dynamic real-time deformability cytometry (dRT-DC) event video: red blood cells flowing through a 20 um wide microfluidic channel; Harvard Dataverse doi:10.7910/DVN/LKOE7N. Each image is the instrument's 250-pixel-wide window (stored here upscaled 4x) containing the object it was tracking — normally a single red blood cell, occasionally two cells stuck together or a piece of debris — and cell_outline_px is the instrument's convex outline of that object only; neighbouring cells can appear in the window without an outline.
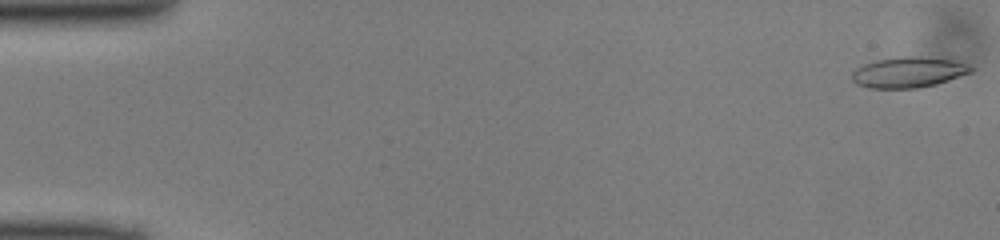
{"species": "common noctule bat (a hibernating species)", "species_latin": "Nyctalus noctula", "temperature_condition": "cold", "stored_images_in_passage": 49, "camera_frame_rate_fps": 3000, "um_per_image_px": 0.085, "animal": {"sex": "male", "body_mass_g": 13.0, "forearm_length_mm": 53.1}, "frame": {"image": 1, "passage_image": 1, "time_ms": 0.0, "image_size_px": [1000, 240], "cell_outline_px": [[972, 72], [936, 84], [916, 88], [868, 88], [856, 84], [852, 80], [852, 72], [856, 68], [864, 64], [876, 60], [900, 56], [924, 56], [952, 60], [968, 64], [972, 68]], "centroid_in_image_um": [77.19, 6.13], "position_along_channel_um": 7.8, "area_um2": 21.27}}
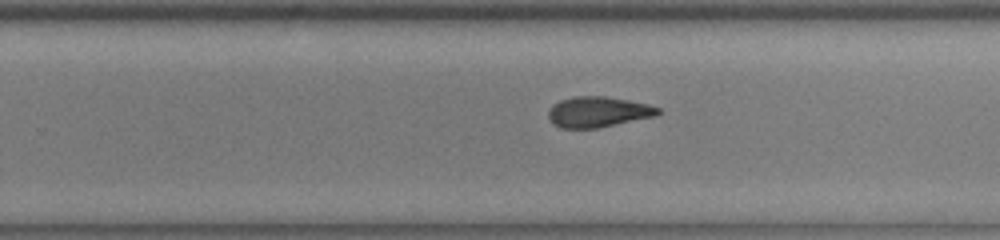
{"frame": {"image": 2, "passage_image": 31, "time_ms": 10.0, "image_size_px": [1000, 240], "cell_outline_px": [[664, 112], [656, 116], [596, 128], [560, 128], [552, 124], [548, 116], [548, 112], [552, 104], [560, 100], [572, 96], [604, 96], [628, 100], [648, 104], [660, 108]], "centroid_in_image_um": [50.83, 9.51], "position_along_channel_um": 279.0, "area_um2": 19.71}}
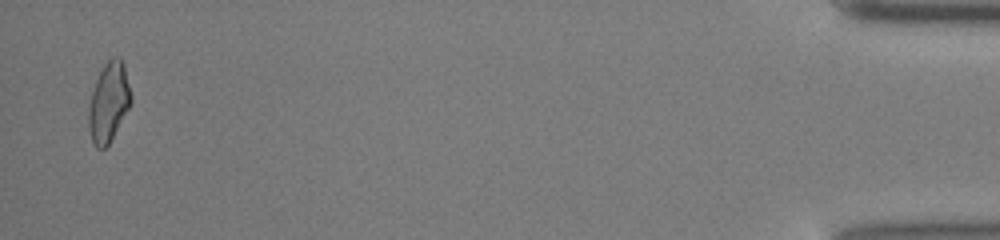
{"frame": {"image": 3, "passage_image": 48, "time_ms": 15.667, "image_size_px": [1000, 240], "cell_outline_px": [[132, 104], [108, 144], [104, 148], [96, 148], [92, 140], [88, 128], [88, 108], [92, 92], [96, 80], [104, 64], [112, 56], [120, 56], [124, 64], [132, 96]], "centroid_in_image_um": [9.25, 8.66], "position_along_channel_um": 425.9, "area_um2": 19.71}}